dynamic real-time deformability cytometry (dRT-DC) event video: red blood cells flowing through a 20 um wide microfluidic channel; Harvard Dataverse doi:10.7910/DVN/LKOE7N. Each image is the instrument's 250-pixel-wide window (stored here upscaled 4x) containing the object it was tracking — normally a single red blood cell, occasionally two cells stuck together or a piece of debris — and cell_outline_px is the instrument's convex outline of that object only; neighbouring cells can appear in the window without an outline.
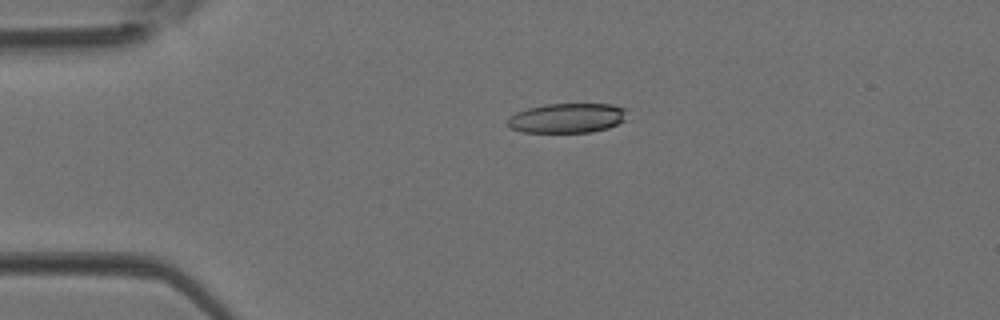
{"species": "Egyptian fruit bat (a non-hibernating species)", "species_latin": "Rousettus aegyptiacus", "temperature_condition": "room temperature", "stored_images_in_passage": 4, "camera_frame_rate_fps": 3000, "um_per_image_px": 0.085, "animal": {"sex": "female"}, "frame": {"image": 1, "passage_image": 3, "time_ms": 0.667, "image_size_px": [1000, 320], "cell_outline_px": [[628, 108], [624, 120], [608, 128], [592, 132], [524, 132], [508, 128], [504, 124], [508, 116], [516, 112], [528, 108], [544, 104], [612, 104]], "centroid_in_image_um": [48.16, 10.03], "position_along_channel_um": 36.8, "area_um2": 20.98}}